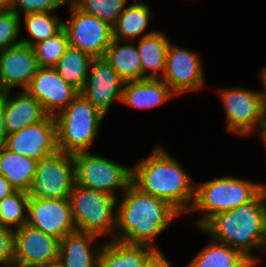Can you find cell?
Listing matches in <instances>:
<instances>
[{
  "mask_svg": "<svg viewBox=\"0 0 266 267\" xmlns=\"http://www.w3.org/2000/svg\"><path fill=\"white\" fill-rule=\"evenodd\" d=\"M80 94L104 115L115 99L122 102L124 80L104 58H93Z\"/></svg>",
  "mask_w": 266,
  "mask_h": 267,
  "instance_id": "obj_14",
  "label": "cell"
},
{
  "mask_svg": "<svg viewBox=\"0 0 266 267\" xmlns=\"http://www.w3.org/2000/svg\"><path fill=\"white\" fill-rule=\"evenodd\" d=\"M7 149L38 162L58 151L56 122L47 115L42 121L9 134L4 145Z\"/></svg>",
  "mask_w": 266,
  "mask_h": 267,
  "instance_id": "obj_13",
  "label": "cell"
},
{
  "mask_svg": "<svg viewBox=\"0 0 266 267\" xmlns=\"http://www.w3.org/2000/svg\"><path fill=\"white\" fill-rule=\"evenodd\" d=\"M255 263L243 252L213 240L187 267H253Z\"/></svg>",
  "mask_w": 266,
  "mask_h": 267,
  "instance_id": "obj_24",
  "label": "cell"
},
{
  "mask_svg": "<svg viewBox=\"0 0 266 267\" xmlns=\"http://www.w3.org/2000/svg\"><path fill=\"white\" fill-rule=\"evenodd\" d=\"M0 264L14 267V229L0 225Z\"/></svg>",
  "mask_w": 266,
  "mask_h": 267,
  "instance_id": "obj_34",
  "label": "cell"
},
{
  "mask_svg": "<svg viewBox=\"0 0 266 267\" xmlns=\"http://www.w3.org/2000/svg\"><path fill=\"white\" fill-rule=\"evenodd\" d=\"M73 221L79 232L114 235L116 196L74 185L69 196Z\"/></svg>",
  "mask_w": 266,
  "mask_h": 267,
  "instance_id": "obj_6",
  "label": "cell"
},
{
  "mask_svg": "<svg viewBox=\"0 0 266 267\" xmlns=\"http://www.w3.org/2000/svg\"><path fill=\"white\" fill-rule=\"evenodd\" d=\"M105 115L80 93L54 116L58 151L68 154L87 152L97 136Z\"/></svg>",
  "mask_w": 266,
  "mask_h": 267,
  "instance_id": "obj_4",
  "label": "cell"
},
{
  "mask_svg": "<svg viewBox=\"0 0 266 267\" xmlns=\"http://www.w3.org/2000/svg\"><path fill=\"white\" fill-rule=\"evenodd\" d=\"M261 75H262L261 77H262L263 86H264L265 91L260 92V94H261L263 107L266 110V67L261 70Z\"/></svg>",
  "mask_w": 266,
  "mask_h": 267,
  "instance_id": "obj_38",
  "label": "cell"
},
{
  "mask_svg": "<svg viewBox=\"0 0 266 267\" xmlns=\"http://www.w3.org/2000/svg\"><path fill=\"white\" fill-rule=\"evenodd\" d=\"M21 17L11 9H0V52L21 44L17 41Z\"/></svg>",
  "mask_w": 266,
  "mask_h": 267,
  "instance_id": "obj_32",
  "label": "cell"
},
{
  "mask_svg": "<svg viewBox=\"0 0 266 267\" xmlns=\"http://www.w3.org/2000/svg\"><path fill=\"white\" fill-rule=\"evenodd\" d=\"M75 185V164L72 154L57 151L41 159L28 191L39 199L69 198Z\"/></svg>",
  "mask_w": 266,
  "mask_h": 267,
  "instance_id": "obj_8",
  "label": "cell"
},
{
  "mask_svg": "<svg viewBox=\"0 0 266 267\" xmlns=\"http://www.w3.org/2000/svg\"><path fill=\"white\" fill-rule=\"evenodd\" d=\"M132 169V184L140 191L169 202L181 214L195 197V185L182 166L160 147Z\"/></svg>",
  "mask_w": 266,
  "mask_h": 267,
  "instance_id": "obj_3",
  "label": "cell"
},
{
  "mask_svg": "<svg viewBox=\"0 0 266 267\" xmlns=\"http://www.w3.org/2000/svg\"><path fill=\"white\" fill-rule=\"evenodd\" d=\"M75 184L114 195L117 187L124 191L132 184V168L89 152L73 154Z\"/></svg>",
  "mask_w": 266,
  "mask_h": 267,
  "instance_id": "obj_7",
  "label": "cell"
},
{
  "mask_svg": "<svg viewBox=\"0 0 266 267\" xmlns=\"http://www.w3.org/2000/svg\"><path fill=\"white\" fill-rule=\"evenodd\" d=\"M71 18L64 22L69 45L89 54L103 58L113 41V28L94 15L84 13L71 1Z\"/></svg>",
  "mask_w": 266,
  "mask_h": 267,
  "instance_id": "obj_9",
  "label": "cell"
},
{
  "mask_svg": "<svg viewBox=\"0 0 266 267\" xmlns=\"http://www.w3.org/2000/svg\"><path fill=\"white\" fill-rule=\"evenodd\" d=\"M118 42L113 39L103 58L124 81L141 80L142 64L137 47L133 43L118 46Z\"/></svg>",
  "mask_w": 266,
  "mask_h": 267,
  "instance_id": "obj_25",
  "label": "cell"
},
{
  "mask_svg": "<svg viewBox=\"0 0 266 267\" xmlns=\"http://www.w3.org/2000/svg\"><path fill=\"white\" fill-rule=\"evenodd\" d=\"M98 236L75 231L60 240L59 261L64 267H98L100 248L94 254L90 244Z\"/></svg>",
  "mask_w": 266,
  "mask_h": 267,
  "instance_id": "obj_21",
  "label": "cell"
},
{
  "mask_svg": "<svg viewBox=\"0 0 266 267\" xmlns=\"http://www.w3.org/2000/svg\"><path fill=\"white\" fill-rule=\"evenodd\" d=\"M39 66L32 47L19 44L0 52V92L11 91L16 85L24 90Z\"/></svg>",
  "mask_w": 266,
  "mask_h": 267,
  "instance_id": "obj_17",
  "label": "cell"
},
{
  "mask_svg": "<svg viewBox=\"0 0 266 267\" xmlns=\"http://www.w3.org/2000/svg\"><path fill=\"white\" fill-rule=\"evenodd\" d=\"M173 96L176 94L164 80L144 78L124 82L122 102L136 108H150Z\"/></svg>",
  "mask_w": 266,
  "mask_h": 267,
  "instance_id": "obj_19",
  "label": "cell"
},
{
  "mask_svg": "<svg viewBox=\"0 0 266 267\" xmlns=\"http://www.w3.org/2000/svg\"><path fill=\"white\" fill-rule=\"evenodd\" d=\"M39 267H64V266L59 260H56V261L50 262L48 264L41 265Z\"/></svg>",
  "mask_w": 266,
  "mask_h": 267,
  "instance_id": "obj_41",
  "label": "cell"
},
{
  "mask_svg": "<svg viewBox=\"0 0 266 267\" xmlns=\"http://www.w3.org/2000/svg\"><path fill=\"white\" fill-rule=\"evenodd\" d=\"M259 128H261V138L264 140L266 144V110L264 111L261 123L259 125ZM266 146V145H265Z\"/></svg>",
  "mask_w": 266,
  "mask_h": 267,
  "instance_id": "obj_39",
  "label": "cell"
},
{
  "mask_svg": "<svg viewBox=\"0 0 266 267\" xmlns=\"http://www.w3.org/2000/svg\"><path fill=\"white\" fill-rule=\"evenodd\" d=\"M13 0H0V9H11Z\"/></svg>",
  "mask_w": 266,
  "mask_h": 267,
  "instance_id": "obj_40",
  "label": "cell"
},
{
  "mask_svg": "<svg viewBox=\"0 0 266 267\" xmlns=\"http://www.w3.org/2000/svg\"><path fill=\"white\" fill-rule=\"evenodd\" d=\"M169 41L165 34L154 31L146 33L136 45L142 64V79H157V72H165ZM153 72L146 75L147 71Z\"/></svg>",
  "mask_w": 266,
  "mask_h": 267,
  "instance_id": "obj_23",
  "label": "cell"
},
{
  "mask_svg": "<svg viewBox=\"0 0 266 267\" xmlns=\"http://www.w3.org/2000/svg\"><path fill=\"white\" fill-rule=\"evenodd\" d=\"M15 191L16 189L11 185V183L2 174H0V201Z\"/></svg>",
  "mask_w": 266,
  "mask_h": 267,
  "instance_id": "obj_37",
  "label": "cell"
},
{
  "mask_svg": "<svg viewBox=\"0 0 266 267\" xmlns=\"http://www.w3.org/2000/svg\"><path fill=\"white\" fill-rule=\"evenodd\" d=\"M68 1L70 2V0H13L11 10L19 16L21 13L20 11L24 12L25 15L31 13L54 12L55 9L60 8L63 4L68 3Z\"/></svg>",
  "mask_w": 266,
  "mask_h": 267,
  "instance_id": "obj_33",
  "label": "cell"
},
{
  "mask_svg": "<svg viewBox=\"0 0 266 267\" xmlns=\"http://www.w3.org/2000/svg\"><path fill=\"white\" fill-rule=\"evenodd\" d=\"M84 13L114 25L117 18L124 11L127 0H73L72 1Z\"/></svg>",
  "mask_w": 266,
  "mask_h": 267,
  "instance_id": "obj_31",
  "label": "cell"
},
{
  "mask_svg": "<svg viewBox=\"0 0 266 267\" xmlns=\"http://www.w3.org/2000/svg\"><path fill=\"white\" fill-rule=\"evenodd\" d=\"M68 46V35L63 28L55 36L32 46V49L39 67L54 68Z\"/></svg>",
  "mask_w": 266,
  "mask_h": 267,
  "instance_id": "obj_30",
  "label": "cell"
},
{
  "mask_svg": "<svg viewBox=\"0 0 266 267\" xmlns=\"http://www.w3.org/2000/svg\"><path fill=\"white\" fill-rule=\"evenodd\" d=\"M92 59L89 54L69 45L54 68L68 84L80 92L86 82Z\"/></svg>",
  "mask_w": 266,
  "mask_h": 267,
  "instance_id": "obj_26",
  "label": "cell"
},
{
  "mask_svg": "<svg viewBox=\"0 0 266 267\" xmlns=\"http://www.w3.org/2000/svg\"><path fill=\"white\" fill-rule=\"evenodd\" d=\"M150 8L144 3L127 6L112 26L113 39H132L142 34L150 21Z\"/></svg>",
  "mask_w": 266,
  "mask_h": 267,
  "instance_id": "obj_27",
  "label": "cell"
},
{
  "mask_svg": "<svg viewBox=\"0 0 266 267\" xmlns=\"http://www.w3.org/2000/svg\"><path fill=\"white\" fill-rule=\"evenodd\" d=\"M200 230L206 231L213 240L227 244L243 252L255 264L253 248H266V189L252 201L230 211L212 216Z\"/></svg>",
  "mask_w": 266,
  "mask_h": 267,
  "instance_id": "obj_2",
  "label": "cell"
},
{
  "mask_svg": "<svg viewBox=\"0 0 266 267\" xmlns=\"http://www.w3.org/2000/svg\"><path fill=\"white\" fill-rule=\"evenodd\" d=\"M5 92L4 125L7 134L20 131L31 124L42 121L48 114L42 104L26 90L9 98Z\"/></svg>",
  "mask_w": 266,
  "mask_h": 267,
  "instance_id": "obj_18",
  "label": "cell"
},
{
  "mask_svg": "<svg viewBox=\"0 0 266 267\" xmlns=\"http://www.w3.org/2000/svg\"><path fill=\"white\" fill-rule=\"evenodd\" d=\"M265 185L255 184L233 177H222L195 186V197L191 210L209 211L195 222L200 229L212 216L230 211L252 201Z\"/></svg>",
  "mask_w": 266,
  "mask_h": 267,
  "instance_id": "obj_5",
  "label": "cell"
},
{
  "mask_svg": "<svg viewBox=\"0 0 266 267\" xmlns=\"http://www.w3.org/2000/svg\"><path fill=\"white\" fill-rule=\"evenodd\" d=\"M195 52L169 44L165 72L162 75L170 89L177 95L196 90L203 84V68Z\"/></svg>",
  "mask_w": 266,
  "mask_h": 267,
  "instance_id": "obj_16",
  "label": "cell"
},
{
  "mask_svg": "<svg viewBox=\"0 0 266 267\" xmlns=\"http://www.w3.org/2000/svg\"><path fill=\"white\" fill-rule=\"evenodd\" d=\"M27 224L59 240L77 231L69 198L29 197Z\"/></svg>",
  "mask_w": 266,
  "mask_h": 267,
  "instance_id": "obj_11",
  "label": "cell"
},
{
  "mask_svg": "<svg viewBox=\"0 0 266 267\" xmlns=\"http://www.w3.org/2000/svg\"><path fill=\"white\" fill-rule=\"evenodd\" d=\"M145 267H171V265L164 255L158 249H155L147 257Z\"/></svg>",
  "mask_w": 266,
  "mask_h": 267,
  "instance_id": "obj_35",
  "label": "cell"
},
{
  "mask_svg": "<svg viewBox=\"0 0 266 267\" xmlns=\"http://www.w3.org/2000/svg\"><path fill=\"white\" fill-rule=\"evenodd\" d=\"M116 211L117 234L113 240L127 244L147 245L167 229L181 213L169 202L140 191L131 184L125 191ZM119 227V228H118Z\"/></svg>",
  "mask_w": 266,
  "mask_h": 267,
  "instance_id": "obj_1",
  "label": "cell"
},
{
  "mask_svg": "<svg viewBox=\"0 0 266 267\" xmlns=\"http://www.w3.org/2000/svg\"><path fill=\"white\" fill-rule=\"evenodd\" d=\"M5 92H0V147L5 145L8 136L4 125Z\"/></svg>",
  "mask_w": 266,
  "mask_h": 267,
  "instance_id": "obj_36",
  "label": "cell"
},
{
  "mask_svg": "<svg viewBox=\"0 0 266 267\" xmlns=\"http://www.w3.org/2000/svg\"><path fill=\"white\" fill-rule=\"evenodd\" d=\"M155 249L112 239L101 246L98 267H145L147 257Z\"/></svg>",
  "mask_w": 266,
  "mask_h": 267,
  "instance_id": "obj_20",
  "label": "cell"
},
{
  "mask_svg": "<svg viewBox=\"0 0 266 267\" xmlns=\"http://www.w3.org/2000/svg\"><path fill=\"white\" fill-rule=\"evenodd\" d=\"M219 95L227 114V131L243 135L259 127L265 111L260 92L233 88L222 90Z\"/></svg>",
  "mask_w": 266,
  "mask_h": 267,
  "instance_id": "obj_10",
  "label": "cell"
},
{
  "mask_svg": "<svg viewBox=\"0 0 266 267\" xmlns=\"http://www.w3.org/2000/svg\"><path fill=\"white\" fill-rule=\"evenodd\" d=\"M25 90L35 97L42 104L44 111L51 116L65 109L80 93L68 84L55 68L47 67L38 68Z\"/></svg>",
  "mask_w": 266,
  "mask_h": 267,
  "instance_id": "obj_15",
  "label": "cell"
},
{
  "mask_svg": "<svg viewBox=\"0 0 266 267\" xmlns=\"http://www.w3.org/2000/svg\"><path fill=\"white\" fill-rule=\"evenodd\" d=\"M28 192L16 190L11 195L0 201V225L15 229L27 224Z\"/></svg>",
  "mask_w": 266,
  "mask_h": 267,
  "instance_id": "obj_29",
  "label": "cell"
},
{
  "mask_svg": "<svg viewBox=\"0 0 266 267\" xmlns=\"http://www.w3.org/2000/svg\"><path fill=\"white\" fill-rule=\"evenodd\" d=\"M38 161L19 155L5 146L0 147V174H2L16 190L28 192Z\"/></svg>",
  "mask_w": 266,
  "mask_h": 267,
  "instance_id": "obj_22",
  "label": "cell"
},
{
  "mask_svg": "<svg viewBox=\"0 0 266 267\" xmlns=\"http://www.w3.org/2000/svg\"><path fill=\"white\" fill-rule=\"evenodd\" d=\"M24 20L28 28L29 34L34 38L20 40L21 44L34 46L39 42H43L56 34L64 28V22L52 15V12L31 13L24 15Z\"/></svg>",
  "mask_w": 266,
  "mask_h": 267,
  "instance_id": "obj_28",
  "label": "cell"
},
{
  "mask_svg": "<svg viewBox=\"0 0 266 267\" xmlns=\"http://www.w3.org/2000/svg\"><path fill=\"white\" fill-rule=\"evenodd\" d=\"M60 240L28 224L14 230V267H39L59 259Z\"/></svg>",
  "mask_w": 266,
  "mask_h": 267,
  "instance_id": "obj_12",
  "label": "cell"
}]
</instances>
